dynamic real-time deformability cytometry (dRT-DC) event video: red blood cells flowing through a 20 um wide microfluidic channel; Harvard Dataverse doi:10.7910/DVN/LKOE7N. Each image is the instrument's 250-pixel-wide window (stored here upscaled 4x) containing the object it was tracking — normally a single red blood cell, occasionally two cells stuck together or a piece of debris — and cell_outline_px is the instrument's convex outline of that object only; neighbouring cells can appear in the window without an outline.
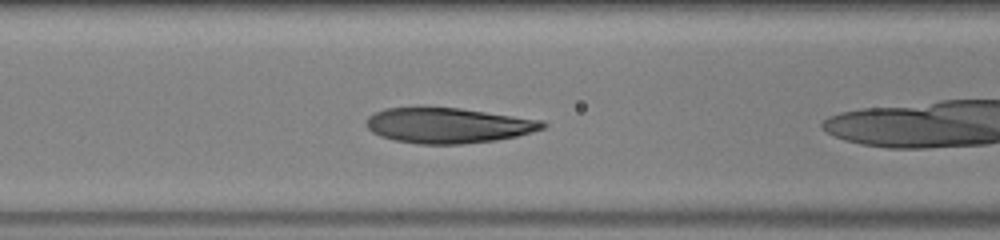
{"species": "human", "species_latin": "Homo sapiens", "temperature_condition": "warm", "stored_images_in_passage": 36, "camera_frame_rate_fps": 3000, "um_per_image_px": 0.085, "donor": {"sex": "male"}, "frame": {"image": 1, "passage_image": 4, "time_ms": 1.0, "image_size_px": [1000, 240], "cell_outline_px": [[548, 124], [544, 128], [532, 132], [516, 136], [496, 140], [460, 144], [420, 144], [396, 140], [380, 136], [372, 132], [368, 128], [368, 116], [384, 108], [460, 108], [544, 120]], "centroid_in_image_um": [38.14, 10.66], "position_along_channel_um": 128.5, "area_um2": 36.01}}
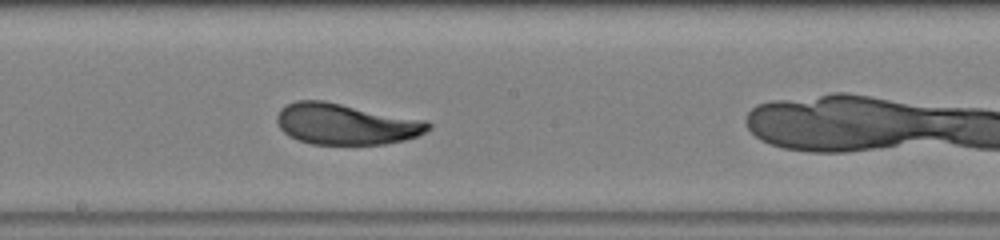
{"frame": {"image": 2, "passage_image": 11, "time_ms": 3.333, "image_size_px": [1000, 240], "cell_outline_px": [[432, 128], [416, 136], [404, 140], [384, 144], [312, 144], [288, 136], [280, 128], [276, 120], [276, 116], [280, 108], [296, 100], [324, 100], [428, 120], [432, 124]], "centroid_in_image_um": [29.41, 10.53], "position_along_channel_um": 218.8, "area_um2": 36.47}}
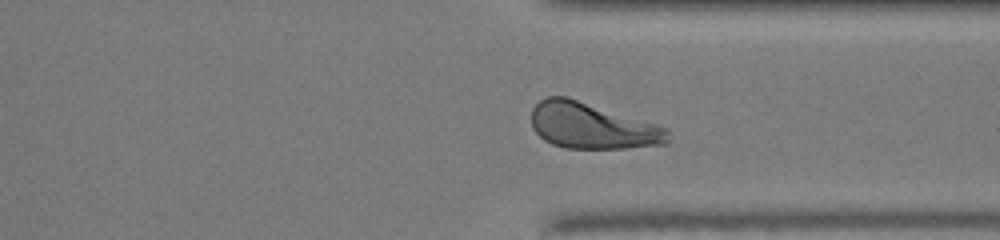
{"frame": {"image": 3, "passage_image": 22, "time_ms": 7.0, "image_size_px": [1000, 240], "cell_outline_px": [[668, 144], [624, 148], [564, 148], [552, 144], [544, 140], [532, 128], [532, 108], [540, 100], [548, 96], [568, 96], [656, 124], [668, 128]], "centroid_in_image_um": [50.32, 10.69], "position_along_channel_um": 361.1, "area_um2": 36.65}, "authors_computed_cell_mechanics": {"area_um2": 36.7319, "velocity_mm_per_s": 3.8779, "shape_relaxation_time_tau1_ms": 3.1809, "shape_relaxation_time_tau2_ms": 0.7243, "deformation_change_tau1": 0.1615, "deformation_change_tau2": 0.0363}}